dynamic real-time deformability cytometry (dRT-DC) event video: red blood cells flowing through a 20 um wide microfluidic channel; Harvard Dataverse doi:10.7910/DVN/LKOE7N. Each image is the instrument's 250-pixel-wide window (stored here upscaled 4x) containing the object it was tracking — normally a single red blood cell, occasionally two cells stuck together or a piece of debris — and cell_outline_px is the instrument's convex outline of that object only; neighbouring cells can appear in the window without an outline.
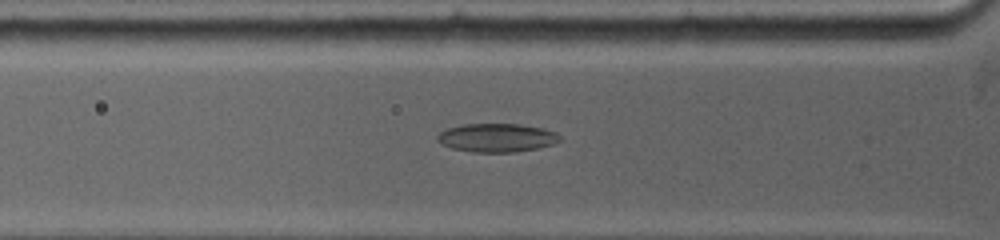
{"species": "common noctule bat (a hibernating species)", "species_latin": "Nyctalus noctula", "temperature_condition": "warm", "stored_images_in_passage": 27, "camera_frame_rate_fps": 5000, "um_per_image_px": 0.085, "animal": {"sex": "female", "body_mass_g": 19.0, "forearm_length_mm": 53.3}, "frame": {"image": 1, "passage_image": 7, "time_ms": 3.0, "image_size_px": [1000, 240], "cell_outline_px": [[564, 140], [556, 144], [540, 148], [516, 152], [472, 152], [452, 148], [440, 144], [436, 140], [436, 136], [440, 132], [448, 128], [464, 124], [520, 124], [544, 128], [556, 132]], "centroid_in_image_um": [42.28, 11.71], "position_along_channel_um": 83.5, "area_um2": 20.75}}
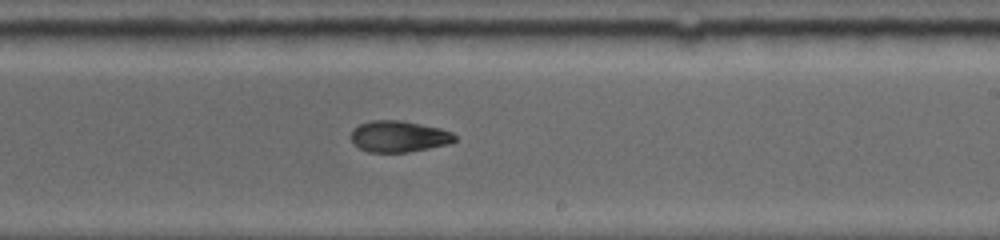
{"frame": {"image": 2, "passage_image": 15, "time_ms": 7.4, "image_size_px": [1000, 240], "cell_outline_px": [[456, 140], [448, 144], [408, 152], [368, 152], [352, 144], [352, 128], [360, 124], [372, 120], [400, 120], [440, 128], [452, 132], [456, 136]], "centroid_in_image_um": [33.88, 11.59], "position_along_channel_um": 255.1, "area_um2": 18.9}}
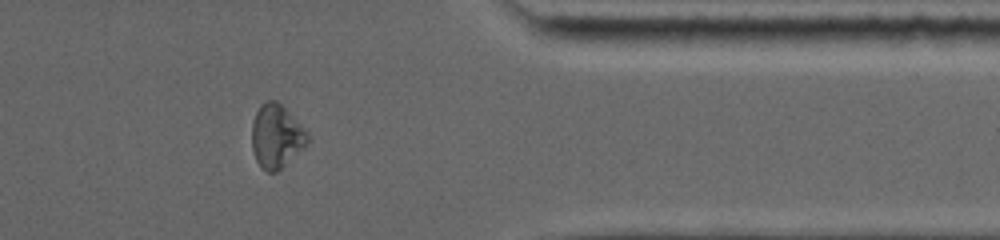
{"frame": {"image": 3, "passage_image": 22, "time_ms": 11.2, "image_size_px": [1000, 240], "cell_outline_px": [[312, 140], [308, 144], [276, 172], [268, 172], [260, 168], [256, 160], [252, 148], [252, 120], [260, 104], [264, 100], [276, 100], [308, 132]], "centroid_in_image_um": [23.49, 11.58], "position_along_channel_um": 387.9, "area_um2": 20.75}, "authors_computed_cell_mechanics": {"area_um2": 20.1722, "velocity_mm_per_s": 3.9029, "shape_relaxation_time_tau1_ms": null, "shape_relaxation_time_tau2_ms": 6.0711, "deformation_change_tau1": null, "deformation_change_tau2": 0.1219}}